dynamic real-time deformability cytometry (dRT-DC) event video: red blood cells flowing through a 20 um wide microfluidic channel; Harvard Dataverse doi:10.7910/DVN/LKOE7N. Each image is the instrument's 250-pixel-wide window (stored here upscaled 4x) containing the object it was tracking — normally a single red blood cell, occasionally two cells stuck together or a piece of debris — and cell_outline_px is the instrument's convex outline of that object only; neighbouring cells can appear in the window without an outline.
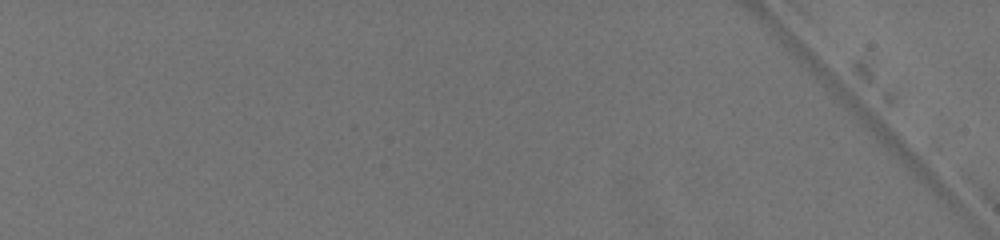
{"species": "common noctule bat (a hibernating species)", "species_latin": "Nyctalus noctula", "temperature_condition": "warm", "stored_images_in_passage": 3, "camera_frame_rate_fps": 3000, "um_per_image_px": 0.085, "animal": {"sex": "female", "body_mass_g": 19.5, "forearm_length_mm": 54.1}, "frame": {"image": 1, "passage_image": 1, "time_ms": 0.0, "image_size_px": [1000, 240], "cell_outline_px": [[948, 200], [924, 180], [888, 148], [864, 124], [844, 96], [844, 92], [848, 92], [900, 140], [928, 168], [948, 192]], "centroid_in_image_um": [76.11, 12.32], "position_along_channel_um": 8.9, "area_um2": 11.68}}